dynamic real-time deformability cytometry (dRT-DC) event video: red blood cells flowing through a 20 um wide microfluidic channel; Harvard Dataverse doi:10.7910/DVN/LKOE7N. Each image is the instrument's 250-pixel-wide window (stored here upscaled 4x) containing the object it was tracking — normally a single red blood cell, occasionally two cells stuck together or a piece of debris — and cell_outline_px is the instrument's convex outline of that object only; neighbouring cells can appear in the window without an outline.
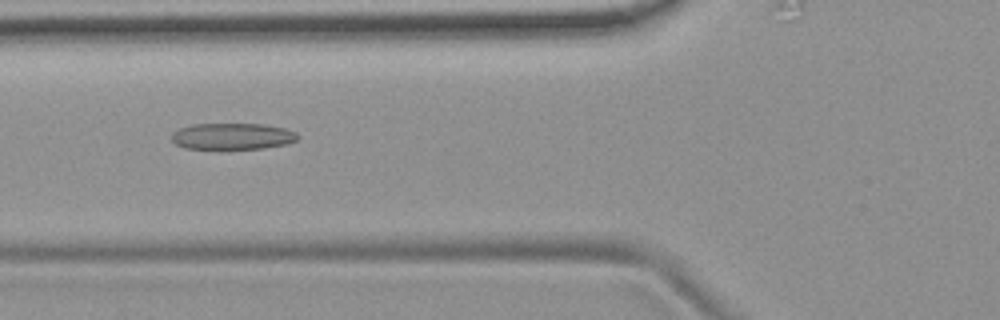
{"species": "common noctule bat (a hibernating species)", "species_latin": "Nyctalus noctula", "temperature_condition": "room temperature", "stored_images_in_passage": 10, "camera_frame_rate_fps": 3000, "um_per_image_px": 0.085, "animal": {"sex": "female", "body_mass_g": 19.9}, "frame": {"image": 1, "passage_image": 5, "time_ms": 4.667, "image_size_px": [1000, 320], "cell_outline_px": [[300, 136], [296, 140], [284, 144], [264, 148], [220, 152], [184, 148], [176, 144], [172, 140], [172, 132], [180, 128], [192, 124], [264, 124], [284, 128], [296, 132]], "centroid_in_image_um": [19.71, 11.63], "position_along_channel_um": 106.1, "area_um2": 20.35}}
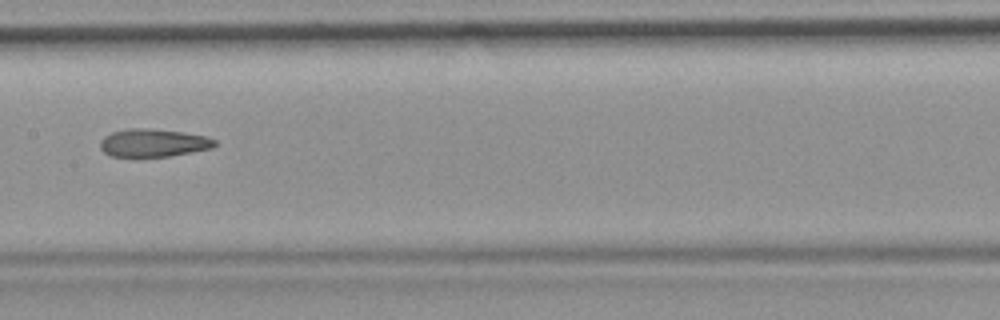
{"frame": {"image": 2, "passage_image": 7, "time_ms": 7.0, "image_size_px": [1000, 320], "cell_outline_px": [[216, 144], [212, 148], [168, 156], [112, 156], [104, 152], [100, 148], [100, 140], [104, 136], [112, 132], [128, 128], [144, 128], [184, 132], [208, 136], [216, 140]], "centroid_in_image_um": [13.03, 12.13], "position_along_channel_um": 194.4, "area_um2": 18.55}}
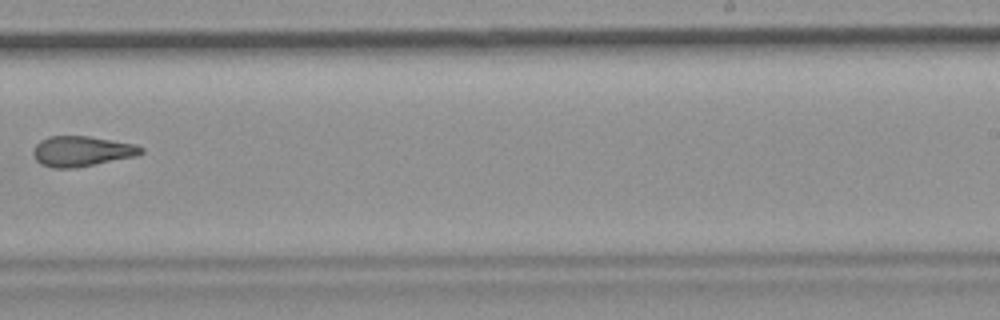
{"frame": {"image": 3, "passage_image": 9, "time_ms": 9.333, "image_size_px": [1000, 320], "cell_outline_px": [[144, 152], [136, 156], [76, 168], [52, 168], [40, 164], [36, 160], [32, 152], [36, 144], [40, 140], [48, 136], [88, 136], [136, 144], [144, 148]], "centroid_in_image_um": [6.94, 12.86], "position_along_channel_um": 282.1, "area_um2": 19.19}}